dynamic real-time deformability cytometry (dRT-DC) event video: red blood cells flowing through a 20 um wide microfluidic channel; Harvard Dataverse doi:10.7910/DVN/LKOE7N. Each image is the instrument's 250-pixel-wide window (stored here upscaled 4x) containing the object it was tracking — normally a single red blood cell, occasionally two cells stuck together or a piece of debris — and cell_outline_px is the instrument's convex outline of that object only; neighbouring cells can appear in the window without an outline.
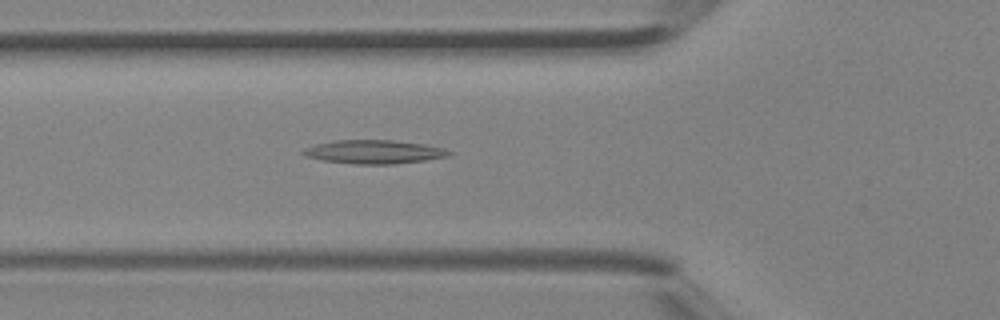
{"species": "Egyptian fruit bat (a non-hibernating species)", "species_latin": "Rousettus aegyptiacus", "temperature_condition": "room temperature", "stored_images_in_passage": 33, "camera_frame_rate_fps": 3000, "um_per_image_px": 0.085, "animal": {"sex": "female"}, "frame": {"image": 1, "passage_image": 8, "time_ms": 2.333, "image_size_px": [1000, 320], "cell_outline_px": [[456, 152], [448, 156], [424, 160], [392, 164], [356, 164], [324, 160], [304, 156], [300, 152], [304, 148], [316, 144], [336, 140], [392, 140], [424, 144], [444, 148]], "centroid_in_image_um": [31.8, 12.9], "position_along_channel_um": 94.0, "area_um2": 20.06}}
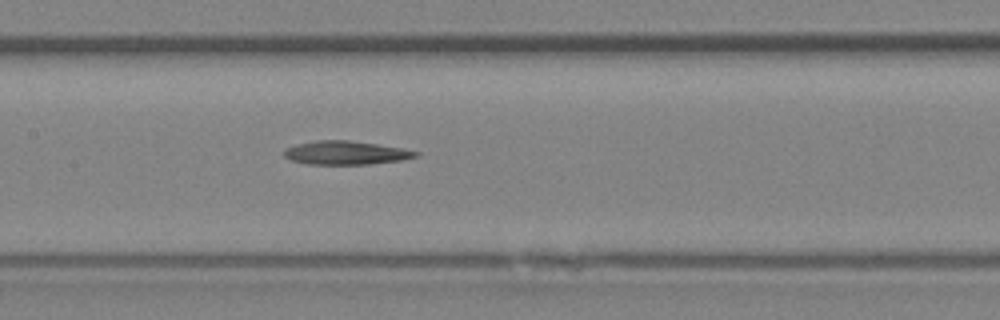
{"frame": {"image": 2, "passage_image": 13, "time_ms": 4.0, "image_size_px": [1000, 320], "cell_outline_px": [[420, 156], [404, 160], [368, 164], [308, 164], [292, 160], [284, 156], [284, 148], [296, 144], [316, 140], [348, 140], [376, 144], [400, 148], [420, 152]], "centroid_in_image_um": [29.4, 12.99], "position_along_channel_um": 178.0, "area_um2": 18.09}}
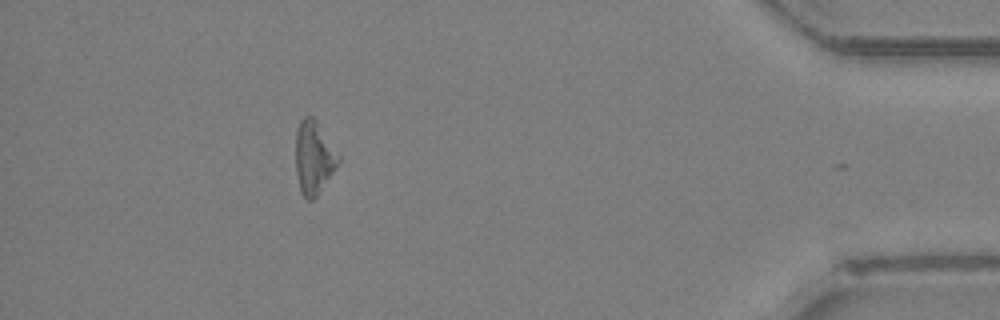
{"frame": {"image": 3, "passage_image": 30, "time_ms": 9.667, "image_size_px": [1000, 320], "cell_outline_px": [[340, 160], [336, 168], [316, 196], [312, 200], [308, 200], [300, 192], [296, 172], [296, 132], [300, 120], [304, 116], [312, 116], [316, 120], [340, 156]], "centroid_in_image_um": [26.66, 13.38], "position_along_channel_um": 408.5, "area_um2": 18.03}}